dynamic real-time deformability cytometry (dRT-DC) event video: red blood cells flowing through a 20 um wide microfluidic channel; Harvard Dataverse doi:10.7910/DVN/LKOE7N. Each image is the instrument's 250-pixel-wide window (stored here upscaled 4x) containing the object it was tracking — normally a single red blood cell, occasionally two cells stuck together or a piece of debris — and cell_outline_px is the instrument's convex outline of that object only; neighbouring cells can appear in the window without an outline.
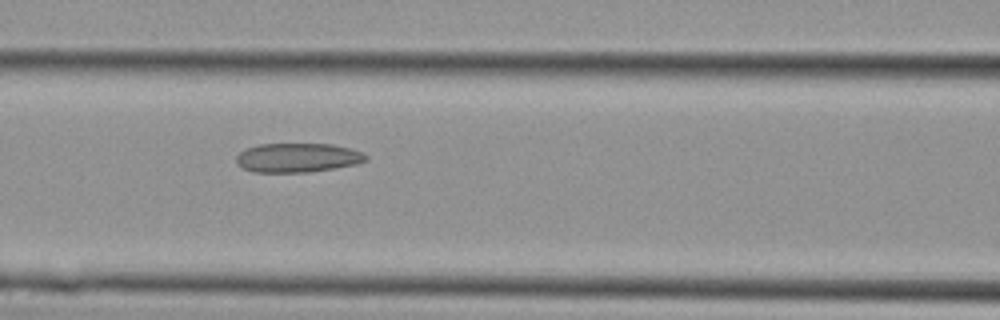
{"species": "Egyptian fruit bat (a non-hibernating species)", "species_latin": "Rousettus aegyptiacus", "temperature_condition": "cold", "stored_images_in_passage": 16, "camera_frame_rate_fps": 3000, "um_per_image_px": 0.085, "animal": {"sex": "female"}, "frame": {"image": 1, "passage_image": 8, "time_ms": 2.333, "image_size_px": [1000, 320], "cell_outline_px": [[368, 160], [356, 164], [336, 168], [308, 172], [252, 172], [236, 164], [236, 156], [240, 152], [248, 148], [260, 144], [332, 144], [364, 152], [368, 156]], "centroid_in_image_um": [25.32, 13.41], "position_along_channel_um": 141.3, "area_um2": 22.08}}
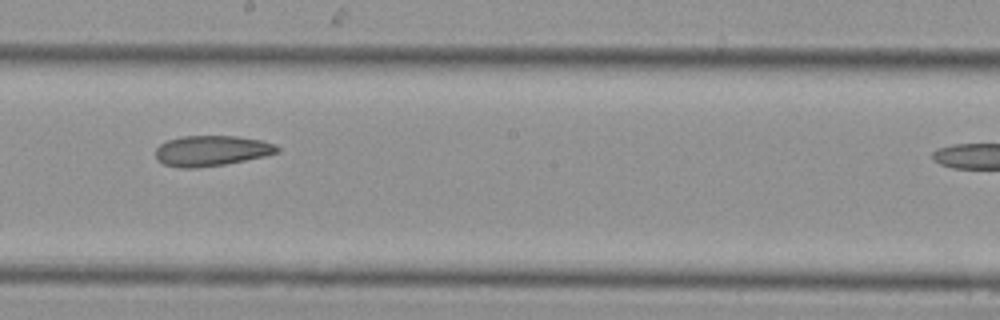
{"frame": {"image": 2, "passage_image": 12, "time_ms": 3.667, "image_size_px": [1000, 320], "cell_outline_px": [[280, 152], [264, 156], [224, 164], [196, 168], [180, 168], [164, 164], [156, 160], [156, 148], [160, 144], [168, 140], [184, 136], [236, 136], [260, 140], [276, 144], [280, 148]], "centroid_in_image_um": [17.97, 12.81], "position_along_channel_um": 230.2, "area_um2": 21.56}}
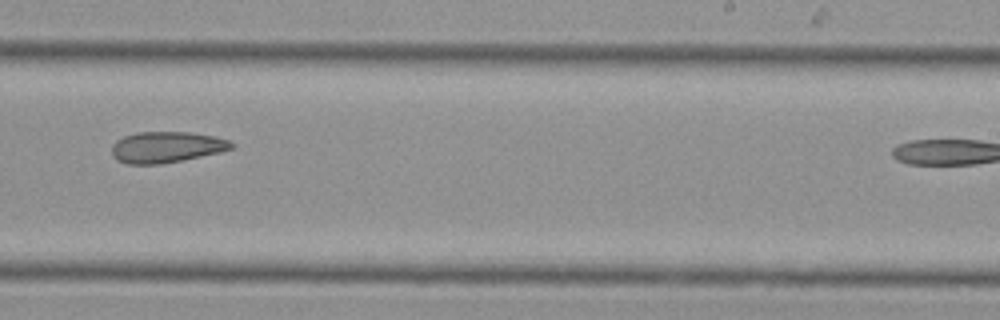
{"frame": {"image": 3, "passage_image": 14, "time_ms": 4.333, "image_size_px": [1000, 320], "cell_outline_px": [[236, 144], [232, 148], [220, 152], [160, 164], [128, 164], [116, 160], [112, 156], [112, 144], [116, 140], [124, 136], [136, 132], [188, 132], [216, 136], [228, 140]], "centroid_in_image_um": [14.12, 12.5], "position_along_channel_um": 274.9, "area_um2": 21.68}}